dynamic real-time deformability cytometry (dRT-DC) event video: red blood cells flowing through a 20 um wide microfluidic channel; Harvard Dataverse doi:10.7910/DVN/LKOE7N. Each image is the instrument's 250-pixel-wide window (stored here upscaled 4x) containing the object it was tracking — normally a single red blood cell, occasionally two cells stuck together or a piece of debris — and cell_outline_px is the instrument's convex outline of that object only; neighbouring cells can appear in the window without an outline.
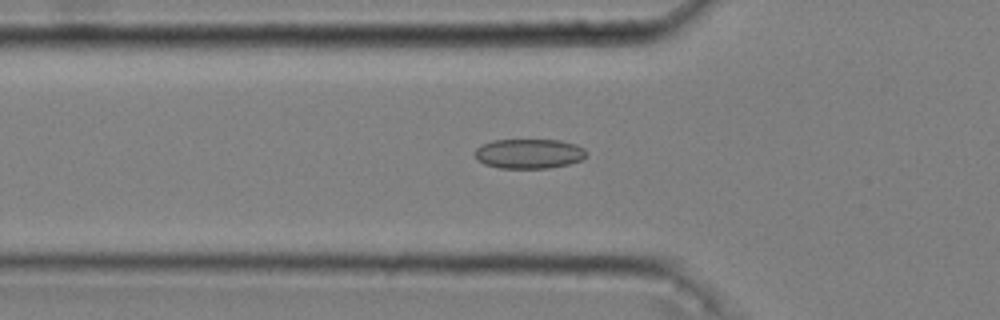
{"species": "common noctule bat (a hibernating species)", "species_latin": "Nyctalus noctula", "temperature_condition": "cold", "stored_images_in_passage": 49, "camera_frame_rate_fps": 3000, "um_per_image_px": 0.085, "animal": {"sex": "male", "body_mass_g": 20.4}, "frame": {"image": 1, "passage_image": 18, "time_ms": 5.667, "image_size_px": [1000, 320], "cell_outline_px": [[588, 152], [580, 160], [568, 164], [548, 168], [500, 168], [484, 164], [476, 156], [476, 148], [492, 140], [560, 140], [576, 144], [584, 148]], "centroid_in_image_um": [44.99, 13.06], "position_along_channel_um": 80.8, "area_um2": 19.13}}
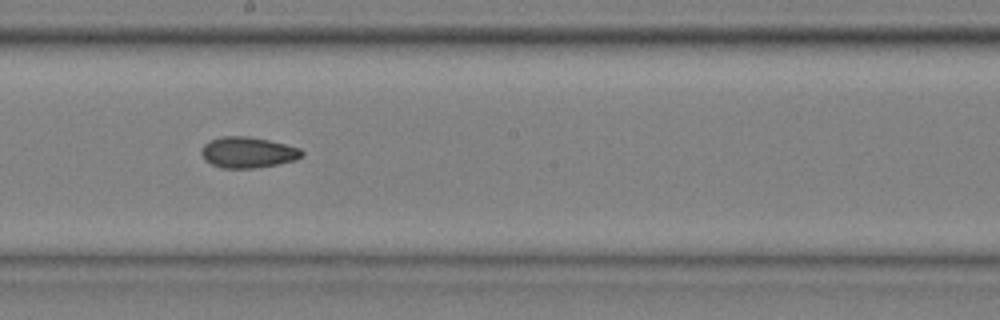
{"frame": {"image": 2, "passage_image": 30, "time_ms": 9.667, "image_size_px": [1000, 320], "cell_outline_px": [[304, 156], [296, 160], [256, 168], [220, 168], [204, 160], [200, 152], [200, 148], [208, 140], [224, 136], [248, 136], [268, 140], [300, 148], [304, 152]], "centroid_in_image_um": [21.04, 12.95], "position_along_channel_um": 227.2, "area_um2": 18.26}}
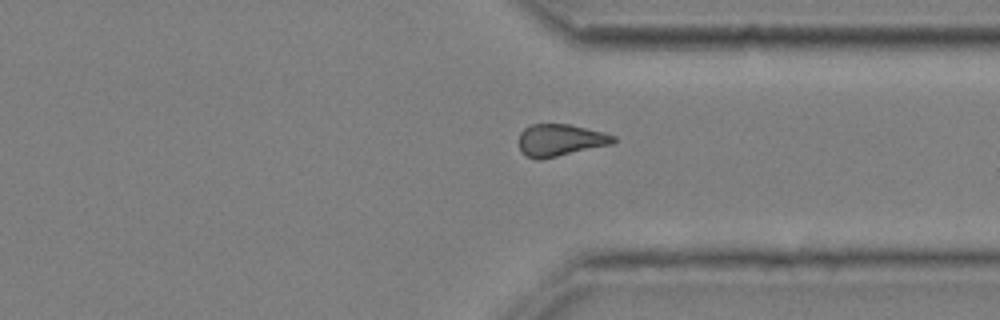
{"frame": {"image": 3, "passage_image": 41, "time_ms": 13.333, "image_size_px": [1000, 320], "cell_outline_px": [[616, 140], [612, 144], [540, 160], [536, 160], [520, 152], [520, 132], [524, 128], [532, 124], [568, 124], [604, 132], [616, 136]], "centroid_in_image_um": [47.62, 11.91], "position_along_channel_um": 363.8, "area_um2": 17.63}, "authors_computed_cell_mechanics": {"area_um2": 18.3226, "velocity_mm_per_s": 3.6518, "shape_relaxation_time_tau1_ms": 5.3379, "shape_relaxation_time_tau2_ms": null, "deformation_change_tau1": 0.0837, "deformation_change_tau2": null}}